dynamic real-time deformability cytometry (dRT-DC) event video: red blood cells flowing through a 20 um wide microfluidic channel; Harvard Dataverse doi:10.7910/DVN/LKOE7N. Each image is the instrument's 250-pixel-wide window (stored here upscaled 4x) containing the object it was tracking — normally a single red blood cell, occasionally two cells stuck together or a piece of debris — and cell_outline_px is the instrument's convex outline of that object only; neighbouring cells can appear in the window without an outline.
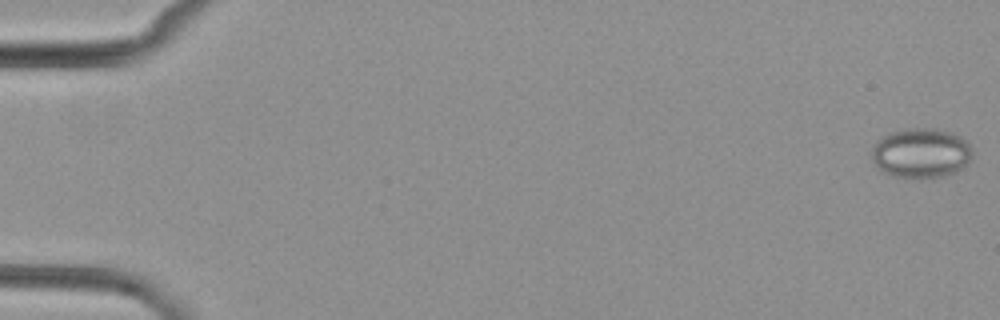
{"species": "common noctule bat (a hibernating species)", "species_latin": "Nyctalus noctula", "temperature_condition": "cold", "stored_images_in_passage": 7, "camera_frame_rate_fps": 3000, "um_per_image_px": 0.085, "animal": {"sex": "female", "body_mass_g": 29.2, "forearm_length_mm": 56.3}, "frame": {"image": 1, "passage_image": 1, "time_ms": 0.0, "image_size_px": [1000, 320], "cell_outline_px": [[972, 160], [964, 168], [956, 172], [940, 176], [892, 176], [880, 172], [872, 160], [872, 148], [876, 140], [888, 132], [908, 128], [936, 128], [952, 132], [960, 136], [968, 144], [972, 152]], "centroid_in_image_um": [78.27, 12.98], "position_along_channel_um": 6.7, "area_um2": 29.36}}
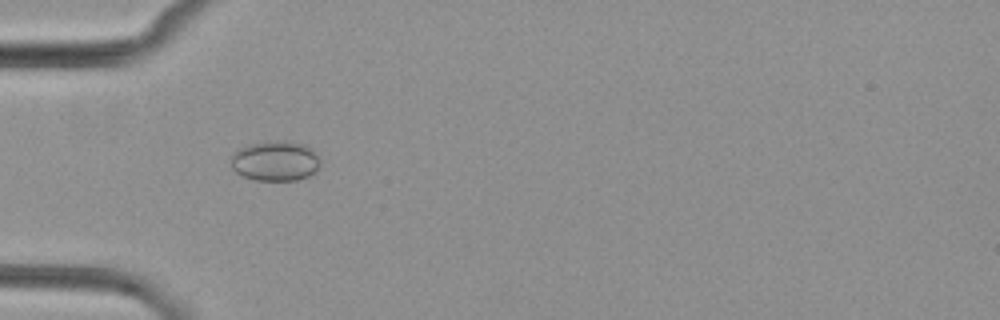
{"frame": {"image": 2, "passage_image": 6, "time_ms": 5.667, "image_size_px": [1000, 320], "cell_outline_px": [[320, 164], [316, 172], [308, 176], [296, 180], [252, 180], [236, 172], [232, 168], [232, 152], [248, 144], [284, 140], [304, 144], [312, 148], [320, 160]], "centroid_in_image_um": [23.41, 13.68], "position_along_channel_um": 61.6, "area_um2": 20.92}}